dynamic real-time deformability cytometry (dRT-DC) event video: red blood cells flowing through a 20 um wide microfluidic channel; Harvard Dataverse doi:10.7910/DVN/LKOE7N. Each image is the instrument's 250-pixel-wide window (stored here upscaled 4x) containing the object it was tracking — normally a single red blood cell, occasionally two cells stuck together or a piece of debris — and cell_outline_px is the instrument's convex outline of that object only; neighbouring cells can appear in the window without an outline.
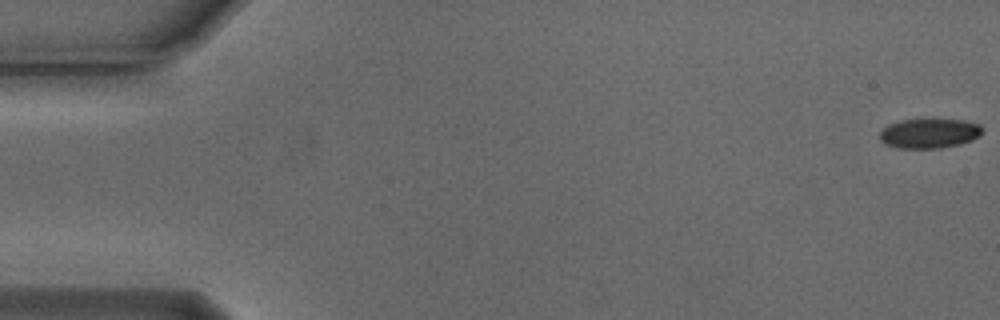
{"species": "Egyptian fruit bat (a non-hibernating species)", "species_latin": "Rousettus aegyptiacus", "temperature_condition": "cold", "stored_images_in_passage": 2, "camera_frame_rate_fps": 3000, "um_per_image_px": 0.085, "animal": {"sex": "male"}, "frame": {"image": 1, "passage_image": 2, "time_ms": 0.333, "image_size_px": [1000, 320], "cell_outline_px": [[984, 128], [980, 136], [972, 140], [960, 144], [940, 148], [900, 148], [884, 144], [880, 140], [880, 132], [888, 124], [900, 120], [916, 116], [924, 116], [964, 120], [980, 124]], "centroid_in_image_um": [79.0, 11.27], "position_along_channel_um": 6.0, "area_um2": 18.79}}